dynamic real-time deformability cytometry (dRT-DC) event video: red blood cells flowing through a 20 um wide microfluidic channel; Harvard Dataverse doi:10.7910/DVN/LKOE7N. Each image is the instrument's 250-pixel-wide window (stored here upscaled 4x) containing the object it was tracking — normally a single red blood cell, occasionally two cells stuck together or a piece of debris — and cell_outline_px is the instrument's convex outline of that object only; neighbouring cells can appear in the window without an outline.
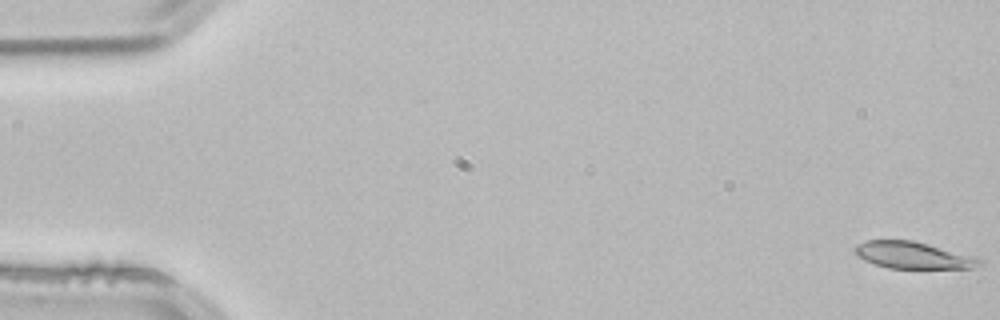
{"species": "common noctule bat (a hibernating species)", "species_latin": "Nyctalus noctula", "temperature_condition": "room temperature", "stored_images_in_passage": 53, "camera_frame_rate_fps": 3000, "um_per_image_px": 0.085, "animal": {"sex": "male", "body_mass_g": 21.5, "forearm_length_mm": 52.0}, "frame": {"image": 1, "passage_image": 1, "time_ms": 0.0, "image_size_px": [1000, 320], "cell_outline_px": [[984, 264], [972, 268], [888, 268], [864, 260], [856, 256], [852, 248], [856, 244], [868, 240], [912, 240], [976, 256], [984, 260]], "centroid_in_image_um": [77.62, 21.69], "position_along_channel_um": 7.4, "area_um2": 19.71}}
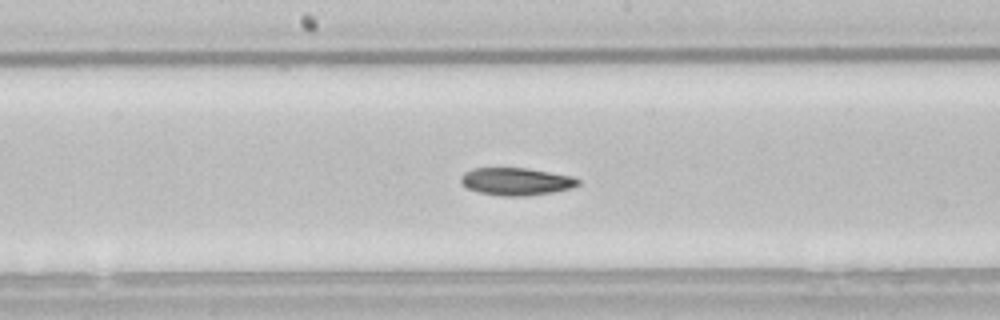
{"frame": {"image": 2, "passage_image": 28, "time_ms": 9.0, "image_size_px": [1000, 320], "cell_outline_px": [[580, 184], [572, 188], [552, 192], [528, 196], [504, 196], [480, 192], [468, 188], [460, 184], [460, 176], [464, 172], [472, 168], [528, 168], [572, 176], [580, 180]], "centroid_in_image_um": [43.87, 15.42], "position_along_channel_um": 204.3, "area_um2": 18.9}}
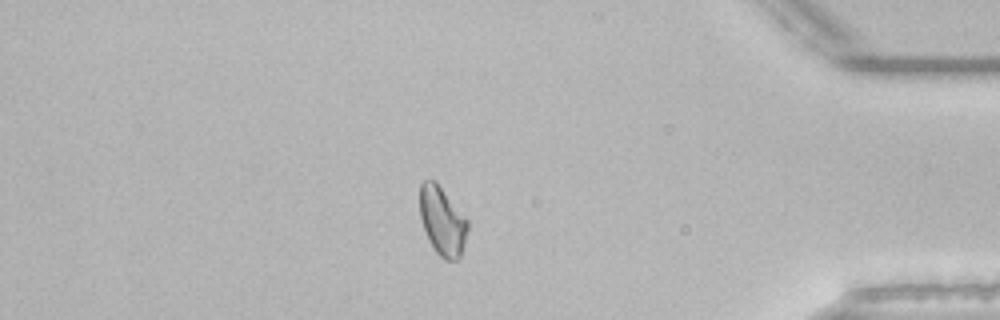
{"frame": {"image": 3, "passage_image": 46, "time_ms": 15.0, "image_size_px": [1000, 320], "cell_outline_px": [[468, 228], [464, 244], [460, 256], [456, 260], [444, 260], [432, 248], [428, 240], [420, 216], [420, 184], [424, 180], [432, 180], [440, 188], [468, 220]], "centroid_in_image_um": [37.59, 18.84], "position_along_channel_um": 397.6, "area_um2": 18.73}, "authors_computed_cell_mechanics": {"area_um2": 19.7098, "velocity_mm_per_s": 3.8169, "shape_relaxation_time_tau1_ms": 6.0155, "shape_relaxation_time_tau2_ms": null, "deformation_change_tau1": 0.1534, "deformation_change_tau2": null}}